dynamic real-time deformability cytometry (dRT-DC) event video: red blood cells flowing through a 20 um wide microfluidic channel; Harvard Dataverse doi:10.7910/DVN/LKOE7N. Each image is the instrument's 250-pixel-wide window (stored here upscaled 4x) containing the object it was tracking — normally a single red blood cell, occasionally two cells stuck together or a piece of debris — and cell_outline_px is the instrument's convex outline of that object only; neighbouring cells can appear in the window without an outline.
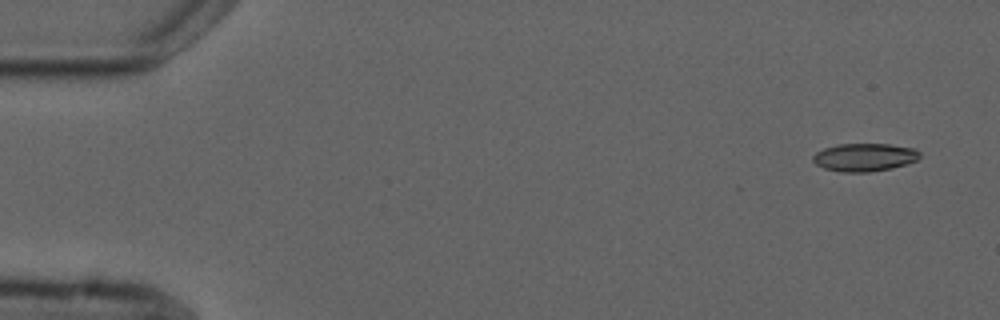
{"species": "common noctule bat (a hibernating species)", "species_latin": "Nyctalus noctula", "temperature_condition": "cold", "stored_images_in_passage": 4, "camera_frame_rate_fps": 3000, "um_per_image_px": 0.085, "animal": {"sex": "male", "forearm_length_mm": 52.5}, "frame": {"image": 1, "passage_image": 1, "time_ms": 0.0, "image_size_px": [1000, 320], "cell_outline_px": [[920, 156], [916, 160], [908, 164], [892, 168], [868, 172], [840, 172], [824, 168], [816, 164], [812, 160], [812, 156], [816, 152], [824, 148], [840, 144], [888, 144], [916, 148], [920, 152]], "centroid_in_image_um": [73.49, 13.37], "position_along_channel_um": 11.5, "area_um2": 17.51}}
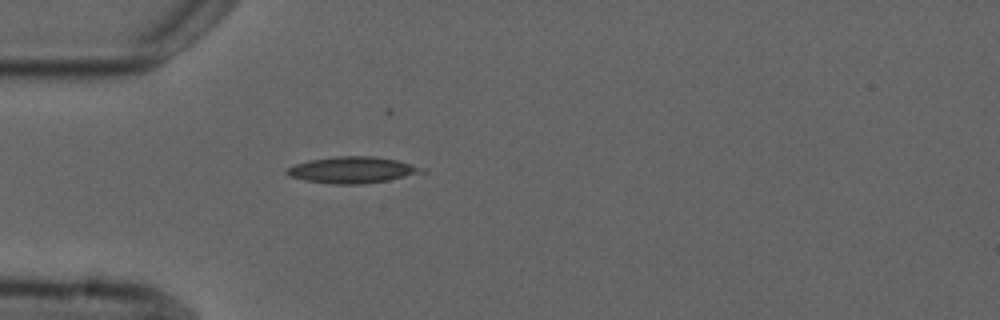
{"frame": {"image": 2, "passage_image": 4, "time_ms": 4.333, "image_size_px": [1000, 320], "cell_outline_px": [[428, 172], [388, 180], [360, 184], [332, 184], [304, 180], [288, 176], [284, 172], [288, 168], [296, 164], [308, 160], [336, 156], [372, 156], [396, 160], [428, 168]], "centroid_in_image_um": [29.99, 14.44], "position_along_channel_um": 55.0, "area_um2": 20.92}}